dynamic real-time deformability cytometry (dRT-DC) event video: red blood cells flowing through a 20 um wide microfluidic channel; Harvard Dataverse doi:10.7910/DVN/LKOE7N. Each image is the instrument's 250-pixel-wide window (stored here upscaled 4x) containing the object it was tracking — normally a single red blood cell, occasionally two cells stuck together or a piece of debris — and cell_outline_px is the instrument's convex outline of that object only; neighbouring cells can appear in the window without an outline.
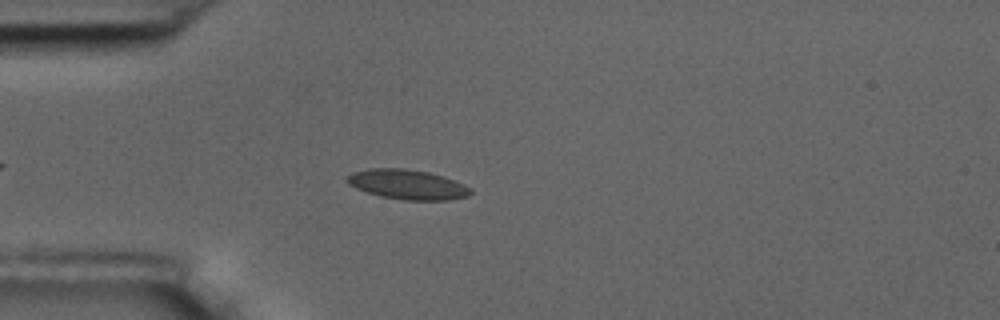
{"species": "common noctule bat (a hibernating species)", "species_latin": "Nyctalus noctula", "temperature_condition": "room temperature", "stored_images_in_passage": 41, "camera_frame_rate_fps": 3000, "um_per_image_px": 0.085, "animal": {"sex": "male", "body_mass_g": 17.5, "forearm_length_mm": 52.3}, "frame": {"image": 1, "passage_image": 9, "time_ms": 2.667, "image_size_px": [1000, 320], "cell_outline_px": [[472, 192], [468, 196], [448, 200], [404, 200], [380, 196], [356, 188], [348, 184], [344, 180], [352, 172], [372, 168], [404, 168], [428, 172], [444, 176], [472, 188]], "centroid_in_image_um": [34.63, 15.68], "position_along_channel_um": 50.4, "area_um2": 21.44}}
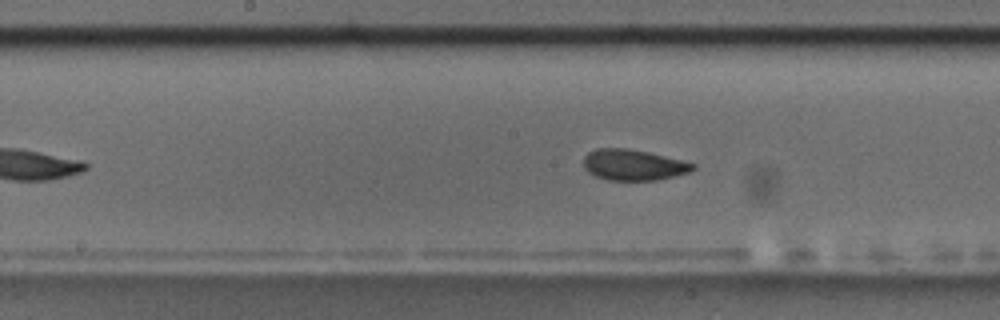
{"frame": {"image": 2, "passage_image": 22, "time_ms": 7.0, "image_size_px": [1000, 320], "cell_outline_px": [[696, 168], [688, 172], [656, 180], [608, 180], [596, 176], [588, 172], [584, 168], [584, 156], [588, 152], [596, 148], [628, 148], [648, 152], [696, 164]], "centroid_in_image_um": [53.8, 14.01], "position_along_channel_um": 194.4, "area_um2": 19.54}}
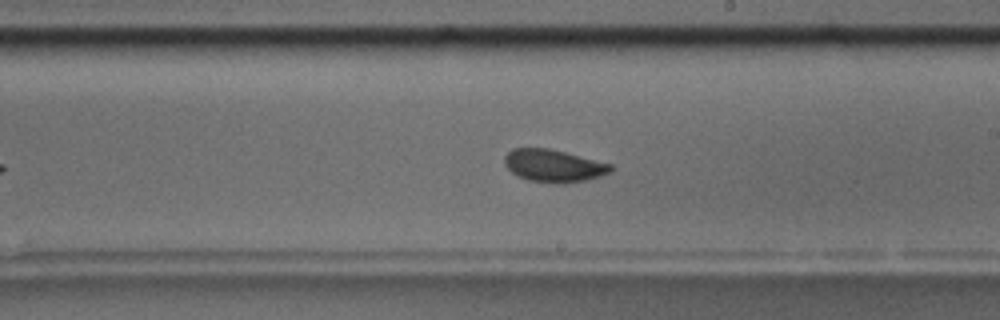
{"frame": {"image": 3, "passage_image": 26, "time_ms": 8.333, "image_size_px": [1000, 320], "cell_outline_px": [[612, 172], [600, 176], [584, 180], [564, 184], [556, 184], [528, 180], [516, 176], [504, 164], [504, 156], [512, 148], [548, 148], [612, 164]], "centroid_in_image_um": [47.03, 14.1], "position_along_channel_um": 242.0, "area_um2": 20.17}, "authors_computed_cell_mechanics": {"area_um2": 19.652, "velocity_mm_per_s": 3.5858, "shape_relaxation_time_tau1_ms": 5.7687, "shape_relaxation_time_tau2_ms": 1.1725, "deformation_change_tau1": 0.1136, "deformation_change_tau2": 0.0551}}